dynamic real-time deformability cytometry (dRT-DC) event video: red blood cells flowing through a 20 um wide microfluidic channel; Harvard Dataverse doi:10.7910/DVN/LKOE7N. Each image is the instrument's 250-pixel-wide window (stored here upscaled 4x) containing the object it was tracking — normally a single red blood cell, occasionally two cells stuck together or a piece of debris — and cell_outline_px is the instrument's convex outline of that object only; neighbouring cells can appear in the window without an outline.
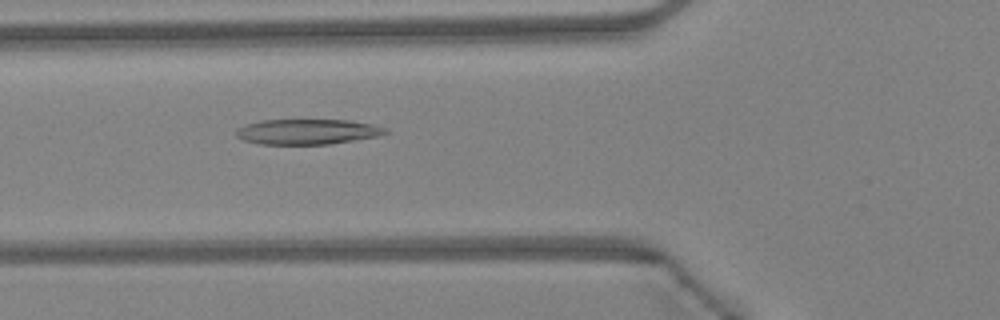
{"species": "Egyptian fruit bat (a non-hibernating species)", "species_latin": "Rousettus aegyptiacus", "temperature_condition": "warm", "stored_images_in_passage": 43, "camera_frame_rate_fps": 3000, "um_per_image_px": 0.085, "animal": {"sex": "female"}, "frame": {"image": 1, "passage_image": 14, "time_ms": 4.333, "image_size_px": [1000, 320], "cell_outline_px": [[388, 132], [376, 136], [328, 144], [260, 144], [244, 140], [236, 136], [236, 128], [244, 124], [260, 120], [348, 120], [372, 124], [388, 128]], "centroid_in_image_um": [26.08, 11.18], "position_along_channel_um": 99.7, "area_um2": 21.91}}
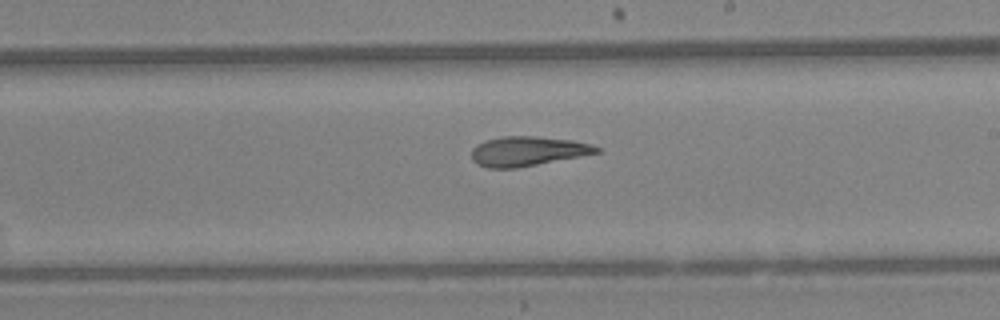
{"frame": {"image": 2, "passage_image": 24, "time_ms": 7.667, "image_size_px": [1000, 320], "cell_outline_px": [[600, 152], [516, 168], [488, 168], [476, 164], [472, 160], [472, 148], [476, 144], [484, 140], [500, 136], [532, 136], [572, 140], [592, 144], [600, 148]], "centroid_in_image_um": [44.79, 12.84], "position_along_channel_um": 244.2, "area_um2": 21.5}}
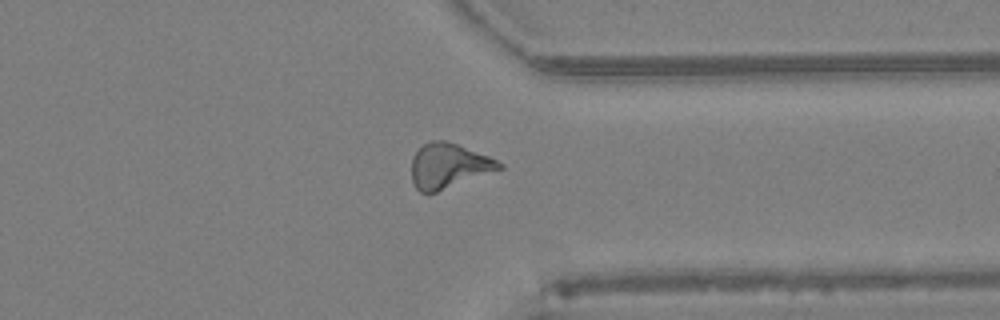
{"frame": {"image": 3, "passage_image": 33, "time_ms": 10.667, "image_size_px": [1000, 320], "cell_outline_px": [[504, 168], [436, 192], [420, 192], [416, 188], [412, 180], [412, 156], [424, 144], [432, 140], [444, 140], [456, 144], [488, 156], [504, 164]], "centroid_in_image_um": [38.13, 14.1], "position_along_channel_um": 373.3, "area_um2": 22.6}, "authors_computed_cell_mechanics": {"area_um2": 21.964, "velocity_mm_per_s": 4.3542, "shape_relaxation_time_tau1_ms": null, "shape_relaxation_time_tau2_ms": 6.0112, "deformation_change_tau1": null, "deformation_change_tau2": 0.1678}}